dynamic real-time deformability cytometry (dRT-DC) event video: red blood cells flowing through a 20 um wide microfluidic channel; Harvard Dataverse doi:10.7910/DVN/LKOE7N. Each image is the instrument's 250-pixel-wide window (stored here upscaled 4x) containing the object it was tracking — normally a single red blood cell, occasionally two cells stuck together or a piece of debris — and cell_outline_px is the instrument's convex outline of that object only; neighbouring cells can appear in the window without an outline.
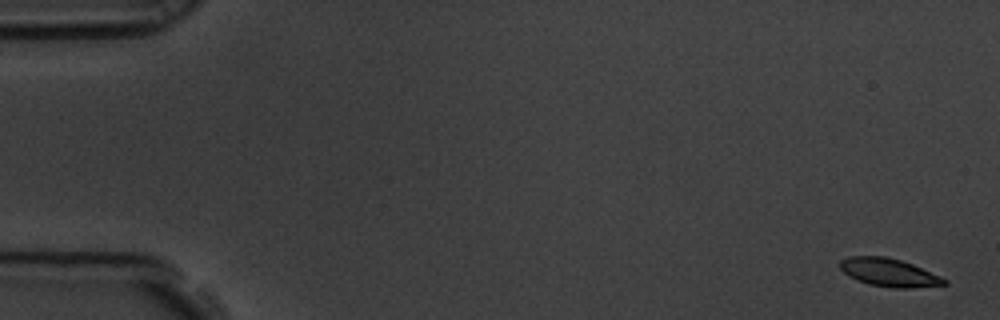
{"species": "common noctule bat (a hibernating species)", "species_latin": "Nyctalus noctula", "temperature_condition": "room temperature", "stored_images_in_passage": 6, "camera_frame_rate_fps": 3000, "um_per_image_px": 0.085, "animal": {"sex": "male", "body_mass_g": 19.5, "forearm_length_mm": 54.6}, "frame": {"image": 1, "passage_image": 1, "time_ms": 0.0, "image_size_px": [1000, 320], "cell_outline_px": [[948, 284], [912, 288], [896, 288], [868, 284], [848, 276], [840, 268], [840, 260], [848, 256], [888, 256], [912, 264], [940, 276], [948, 280]], "centroid_in_image_um": [75.56, 23.16], "position_along_channel_um": 9.4, "area_um2": 17.05}}
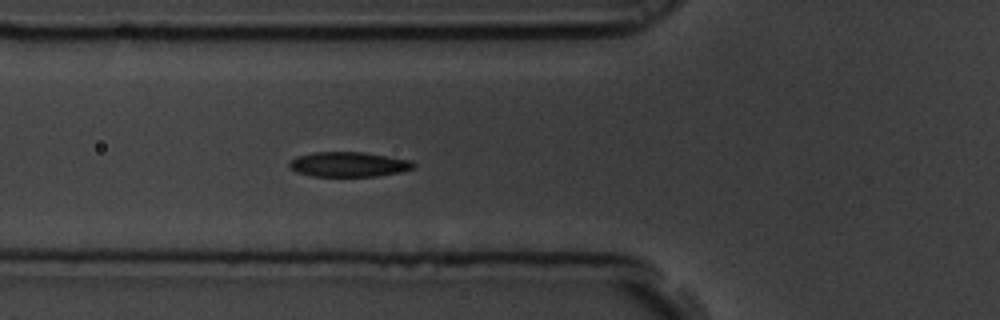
{"frame": {"image": 2, "passage_image": 6, "time_ms": 1.667, "image_size_px": [1000, 320], "cell_outline_px": [[416, 164], [412, 168], [400, 172], [376, 176], [312, 176], [296, 172], [288, 168], [288, 164], [296, 156], [312, 152], [364, 152], [412, 160]], "centroid_in_image_um": [29.61, 13.96], "position_along_channel_um": 96.2, "area_um2": 18.09}}